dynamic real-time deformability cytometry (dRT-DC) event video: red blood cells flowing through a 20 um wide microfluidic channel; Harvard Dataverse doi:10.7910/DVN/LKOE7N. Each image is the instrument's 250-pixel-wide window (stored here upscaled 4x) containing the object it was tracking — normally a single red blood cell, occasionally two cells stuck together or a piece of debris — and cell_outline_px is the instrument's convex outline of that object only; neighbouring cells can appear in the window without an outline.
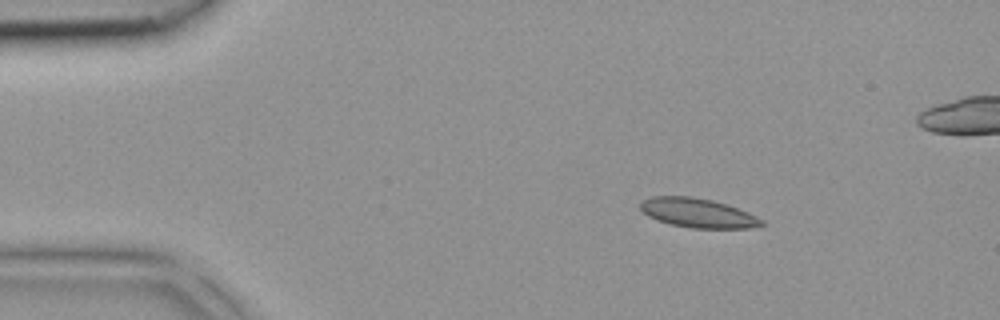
{"species": "common noctule bat (a hibernating species)", "species_latin": "Nyctalus noctula", "temperature_condition": "room temperature", "stored_images_in_passage": 37, "camera_frame_rate_fps": 3000, "um_per_image_px": 0.085, "animal": {"sex": "female", "body_mass_g": 18.4}, "frame": {"image": 1, "passage_image": 1, "time_ms": 0.0, "image_size_px": [1000, 320], "cell_outline_px": [[764, 224], [748, 228], [692, 228], [668, 224], [656, 220], [648, 216], [640, 208], [640, 200], [652, 196], [692, 196], [712, 200], [748, 212], [764, 220]], "centroid_in_image_um": [59.26, 18.1], "position_along_channel_um": 25.7, "area_um2": 20.69}}
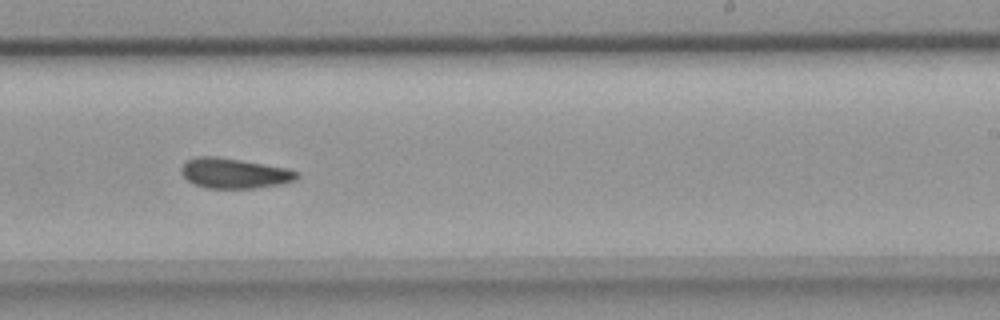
{"frame": {"image": 2, "passage_image": 20, "time_ms": 6.333, "image_size_px": [1000, 320], "cell_outline_px": [[300, 176], [296, 180], [280, 184], [252, 188], [208, 188], [192, 184], [180, 172], [180, 168], [188, 160], [196, 156], [216, 156], [288, 168], [296, 172]], "centroid_in_image_um": [19.89, 14.72], "position_along_channel_um": 269.1, "area_um2": 20.23}}
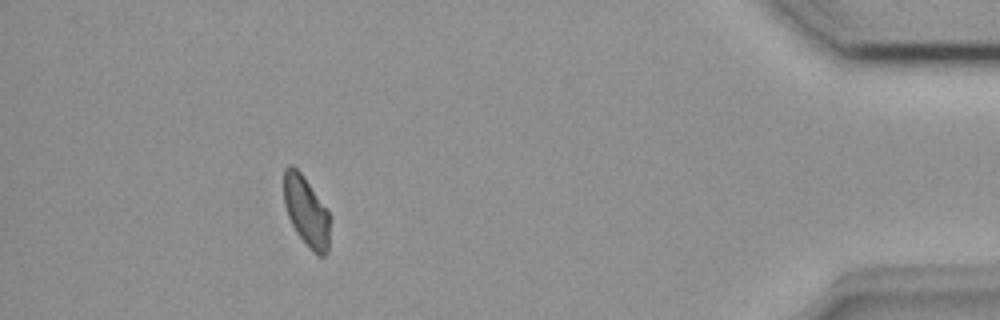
{"frame": {"image": 3, "passage_image": 32, "time_ms": 10.333, "image_size_px": [1000, 320], "cell_outline_px": [[328, 252], [324, 256], [316, 256], [312, 252], [296, 232], [288, 216], [284, 204], [284, 168], [288, 164], [292, 164], [300, 172], [328, 208]], "centroid_in_image_um": [26.02, 17.96], "position_along_channel_um": 409.2, "area_um2": 18.79}}